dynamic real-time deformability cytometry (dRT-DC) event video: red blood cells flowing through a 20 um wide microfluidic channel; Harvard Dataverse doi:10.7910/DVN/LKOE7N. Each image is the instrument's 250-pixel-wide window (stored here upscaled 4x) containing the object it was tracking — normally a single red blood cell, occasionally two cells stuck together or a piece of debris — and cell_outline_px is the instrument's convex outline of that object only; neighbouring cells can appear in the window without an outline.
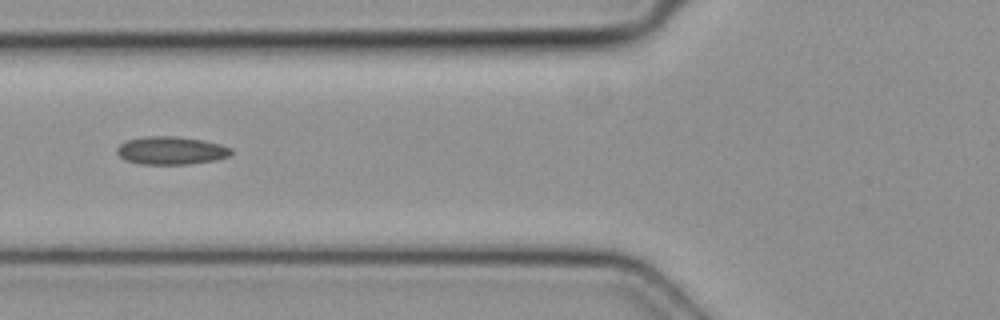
{"species": "common noctule bat (a hibernating species)", "species_latin": "Nyctalus noctula", "temperature_condition": "cold", "stored_images_in_passage": 2, "camera_frame_rate_fps": 3000, "um_per_image_px": 0.085, "animal": {"sex": "female", "body_mass_g": 19.3, "forearm_length_mm": 54.1}, "frame": {"image": 1, "passage_image": 2, "time_ms": 0.333, "image_size_px": [1000, 320], "cell_outline_px": [[232, 152], [228, 156], [216, 160], [188, 164], [140, 164], [124, 160], [116, 152], [116, 148], [120, 144], [128, 140], [144, 136], [176, 136], [204, 140], [220, 144], [232, 148]], "centroid_in_image_um": [14.53, 12.79], "position_along_channel_um": 111.3, "area_um2": 18.73}}